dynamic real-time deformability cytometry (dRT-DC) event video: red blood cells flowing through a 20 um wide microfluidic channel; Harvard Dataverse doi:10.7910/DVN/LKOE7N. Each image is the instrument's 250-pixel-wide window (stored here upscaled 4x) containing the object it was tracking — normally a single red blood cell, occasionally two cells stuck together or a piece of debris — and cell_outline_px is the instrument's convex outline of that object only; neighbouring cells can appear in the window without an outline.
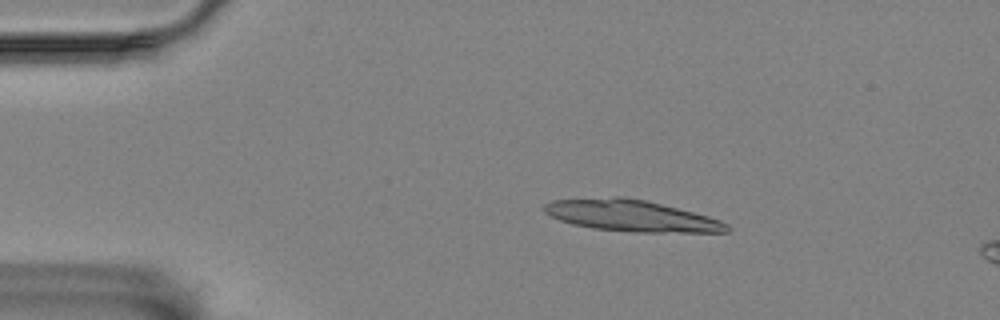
{"species": "Egyptian fruit bat (a non-hibernating species)", "species_latin": "Rousettus aegyptiacus", "temperature_condition": "room temperature", "stored_images_in_passage": 15, "camera_frame_rate_fps": 3000, "um_per_image_px": 0.085, "animal": {"sex": "female"}, "frame": {"image": 1, "passage_image": 9, "time_ms": 2.667, "image_size_px": [1000, 320], "cell_outline_px": [[732, 228], [728, 232], [636, 232], [592, 228], [572, 224], [560, 220], [544, 212], [540, 208], [544, 204], [552, 200], [616, 196], [624, 196], [644, 200], [708, 216], [720, 220], [728, 224]], "centroid_in_image_um": [53.63, 18.33], "position_along_channel_um": 31.4, "area_um2": 33.35}}